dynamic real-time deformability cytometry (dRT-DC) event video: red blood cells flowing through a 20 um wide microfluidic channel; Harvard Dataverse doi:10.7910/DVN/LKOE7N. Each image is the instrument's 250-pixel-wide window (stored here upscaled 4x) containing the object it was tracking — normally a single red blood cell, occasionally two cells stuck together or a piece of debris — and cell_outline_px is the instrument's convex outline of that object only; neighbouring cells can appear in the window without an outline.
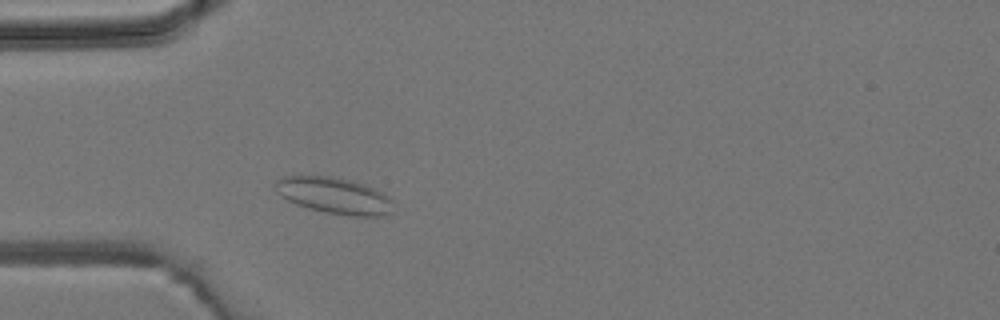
{"species": "common noctule bat (a hibernating species)", "species_latin": "Nyctalus noctula", "temperature_condition": "room temperature", "stored_images_in_passage": 3, "camera_frame_rate_fps": 3000, "um_per_image_px": 0.085, "animal": {"sex": "male", "body_mass_g": 19.2, "forearm_length_mm": 51.8}, "frame": {"image": 1, "passage_image": 3, "time_ms": 2.333, "image_size_px": [1000, 320], "cell_outline_px": [[392, 212], [388, 216], [352, 216], [328, 212], [308, 208], [296, 204], [280, 196], [276, 192], [272, 184], [276, 180], [284, 176], [332, 176], [364, 184], [388, 196], [392, 200]], "centroid_in_image_um": [28.38, 16.63], "position_along_channel_um": 56.6, "area_um2": 24.97}}